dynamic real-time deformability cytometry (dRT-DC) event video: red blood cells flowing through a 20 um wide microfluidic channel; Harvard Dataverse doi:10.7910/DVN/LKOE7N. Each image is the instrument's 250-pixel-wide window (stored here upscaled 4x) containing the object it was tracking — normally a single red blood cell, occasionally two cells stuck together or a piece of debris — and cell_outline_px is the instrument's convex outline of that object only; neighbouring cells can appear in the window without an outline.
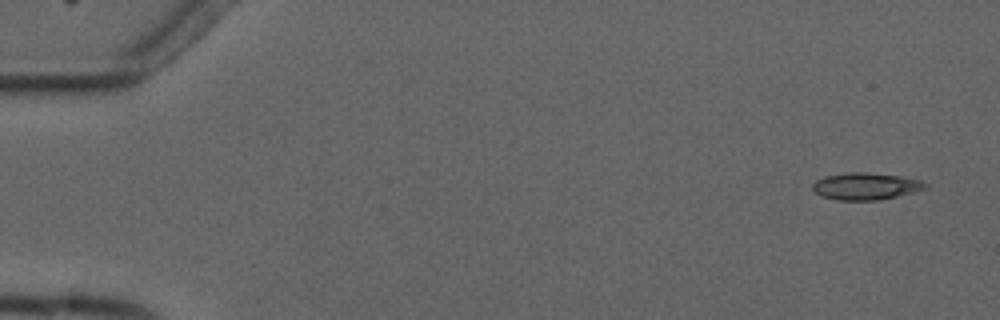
{"species": "common noctule bat (a hibernating species)", "species_latin": "Nyctalus noctula", "temperature_condition": "cold", "stored_images_in_passage": 4, "camera_frame_rate_fps": 3000, "um_per_image_px": 0.085, "animal": {"sex": "male", "forearm_length_mm": 52.5}, "frame": {"image": 1, "passage_image": 1, "time_ms": 0.0, "image_size_px": [1000, 320], "cell_outline_px": [[928, 188], [880, 200], [836, 200], [824, 196], [816, 192], [812, 188], [812, 184], [816, 180], [824, 176], [848, 172], [868, 172], [900, 176], [920, 180], [928, 184]], "centroid_in_image_um": [73.59, 15.82], "position_along_channel_um": 11.4, "area_um2": 17.69}}